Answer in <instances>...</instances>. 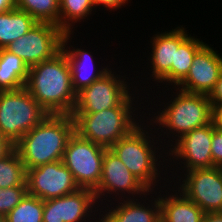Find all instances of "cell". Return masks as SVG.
<instances>
[{
	"mask_svg": "<svg viewBox=\"0 0 222 222\" xmlns=\"http://www.w3.org/2000/svg\"><path fill=\"white\" fill-rule=\"evenodd\" d=\"M25 88L49 115L72 114L77 94L62 50L29 68Z\"/></svg>",
	"mask_w": 222,
	"mask_h": 222,
	"instance_id": "obj_1",
	"label": "cell"
},
{
	"mask_svg": "<svg viewBox=\"0 0 222 222\" xmlns=\"http://www.w3.org/2000/svg\"><path fill=\"white\" fill-rule=\"evenodd\" d=\"M74 132L72 115H48L15 144V149L26 170L57 162Z\"/></svg>",
	"mask_w": 222,
	"mask_h": 222,
	"instance_id": "obj_2",
	"label": "cell"
},
{
	"mask_svg": "<svg viewBox=\"0 0 222 222\" xmlns=\"http://www.w3.org/2000/svg\"><path fill=\"white\" fill-rule=\"evenodd\" d=\"M132 105L117 107L89 114H71L74 119V131L84 139L107 149L128 135L139 125L132 118Z\"/></svg>",
	"mask_w": 222,
	"mask_h": 222,
	"instance_id": "obj_3",
	"label": "cell"
},
{
	"mask_svg": "<svg viewBox=\"0 0 222 222\" xmlns=\"http://www.w3.org/2000/svg\"><path fill=\"white\" fill-rule=\"evenodd\" d=\"M177 96V97H176ZM174 100L154 116V123L175 133V142L190 131L206 126L212 120V105L206 94L188 93L182 90L177 92ZM167 107V108H166ZM174 131V132H173ZM178 135H177V134Z\"/></svg>",
	"mask_w": 222,
	"mask_h": 222,
	"instance_id": "obj_4",
	"label": "cell"
},
{
	"mask_svg": "<svg viewBox=\"0 0 222 222\" xmlns=\"http://www.w3.org/2000/svg\"><path fill=\"white\" fill-rule=\"evenodd\" d=\"M48 115L25 87L0 91V131L13 144Z\"/></svg>",
	"mask_w": 222,
	"mask_h": 222,
	"instance_id": "obj_5",
	"label": "cell"
},
{
	"mask_svg": "<svg viewBox=\"0 0 222 222\" xmlns=\"http://www.w3.org/2000/svg\"><path fill=\"white\" fill-rule=\"evenodd\" d=\"M141 126V124L138 125L109 149L151 193L157 183L156 179L160 175L157 168L160 163L156 162L158 161V156L161 155L156 157L155 150L158 148L154 147L153 149L154 145L151 143L155 144V142H151L148 132L143 130L144 128Z\"/></svg>",
	"mask_w": 222,
	"mask_h": 222,
	"instance_id": "obj_6",
	"label": "cell"
},
{
	"mask_svg": "<svg viewBox=\"0 0 222 222\" xmlns=\"http://www.w3.org/2000/svg\"><path fill=\"white\" fill-rule=\"evenodd\" d=\"M106 149L76 132L68 139L62 162L73 174L79 188L93 191L98 188Z\"/></svg>",
	"mask_w": 222,
	"mask_h": 222,
	"instance_id": "obj_7",
	"label": "cell"
},
{
	"mask_svg": "<svg viewBox=\"0 0 222 222\" xmlns=\"http://www.w3.org/2000/svg\"><path fill=\"white\" fill-rule=\"evenodd\" d=\"M116 77L110 69L100 79L77 93L72 114L96 113L118 105H133L135 97H131L125 78L121 80V77Z\"/></svg>",
	"mask_w": 222,
	"mask_h": 222,
	"instance_id": "obj_8",
	"label": "cell"
},
{
	"mask_svg": "<svg viewBox=\"0 0 222 222\" xmlns=\"http://www.w3.org/2000/svg\"><path fill=\"white\" fill-rule=\"evenodd\" d=\"M63 34L57 25L37 22L5 49L20 57L30 68L52 58L61 50Z\"/></svg>",
	"mask_w": 222,
	"mask_h": 222,
	"instance_id": "obj_9",
	"label": "cell"
},
{
	"mask_svg": "<svg viewBox=\"0 0 222 222\" xmlns=\"http://www.w3.org/2000/svg\"><path fill=\"white\" fill-rule=\"evenodd\" d=\"M28 194L41 200L62 197L79 189L73 174L62 160L27 169Z\"/></svg>",
	"mask_w": 222,
	"mask_h": 222,
	"instance_id": "obj_10",
	"label": "cell"
},
{
	"mask_svg": "<svg viewBox=\"0 0 222 222\" xmlns=\"http://www.w3.org/2000/svg\"><path fill=\"white\" fill-rule=\"evenodd\" d=\"M186 173L178 191L205 213L222 212V167L195 169Z\"/></svg>",
	"mask_w": 222,
	"mask_h": 222,
	"instance_id": "obj_11",
	"label": "cell"
},
{
	"mask_svg": "<svg viewBox=\"0 0 222 222\" xmlns=\"http://www.w3.org/2000/svg\"><path fill=\"white\" fill-rule=\"evenodd\" d=\"M96 201L93 190L79 188L68 195L43 201L42 220L43 222H86L87 217L93 216L91 213L94 212L92 209L95 207L94 204H97Z\"/></svg>",
	"mask_w": 222,
	"mask_h": 222,
	"instance_id": "obj_12",
	"label": "cell"
},
{
	"mask_svg": "<svg viewBox=\"0 0 222 222\" xmlns=\"http://www.w3.org/2000/svg\"><path fill=\"white\" fill-rule=\"evenodd\" d=\"M213 123L196 128L171 144L169 155L182 159L186 171L216 167L212 162ZM176 145V146H175ZM173 149V150H172ZM177 157V158H176Z\"/></svg>",
	"mask_w": 222,
	"mask_h": 222,
	"instance_id": "obj_13",
	"label": "cell"
},
{
	"mask_svg": "<svg viewBox=\"0 0 222 222\" xmlns=\"http://www.w3.org/2000/svg\"><path fill=\"white\" fill-rule=\"evenodd\" d=\"M221 73L222 57L210 46L204 44L194 55L190 70L177 85V89L188 93L208 95Z\"/></svg>",
	"mask_w": 222,
	"mask_h": 222,
	"instance_id": "obj_14",
	"label": "cell"
},
{
	"mask_svg": "<svg viewBox=\"0 0 222 222\" xmlns=\"http://www.w3.org/2000/svg\"><path fill=\"white\" fill-rule=\"evenodd\" d=\"M104 192L107 194L117 193L118 195H124L126 197V192L132 194V196L133 194L142 196V194L147 195L150 191L134 177L110 149H106L100 183L98 188L94 191L96 199L98 200L100 197L102 198L105 196ZM119 192L122 194H119Z\"/></svg>",
	"mask_w": 222,
	"mask_h": 222,
	"instance_id": "obj_15",
	"label": "cell"
},
{
	"mask_svg": "<svg viewBox=\"0 0 222 222\" xmlns=\"http://www.w3.org/2000/svg\"><path fill=\"white\" fill-rule=\"evenodd\" d=\"M71 33H64L61 50L64 52L68 65L70 67V74L72 79V87L74 91L79 93L85 87L90 86L94 81L100 79L104 74H106L109 69L102 68L96 70L93 63V55L91 52L84 51V49H72L70 47L65 49ZM89 69V70H88Z\"/></svg>",
	"mask_w": 222,
	"mask_h": 222,
	"instance_id": "obj_16",
	"label": "cell"
},
{
	"mask_svg": "<svg viewBox=\"0 0 222 222\" xmlns=\"http://www.w3.org/2000/svg\"><path fill=\"white\" fill-rule=\"evenodd\" d=\"M113 209L105 210V215H101L100 222H160V202L159 195L153 201L152 208L137 202L138 199L126 197ZM129 198V199H128Z\"/></svg>",
	"mask_w": 222,
	"mask_h": 222,
	"instance_id": "obj_17",
	"label": "cell"
},
{
	"mask_svg": "<svg viewBox=\"0 0 222 222\" xmlns=\"http://www.w3.org/2000/svg\"><path fill=\"white\" fill-rule=\"evenodd\" d=\"M152 76L156 82L170 83V69L175 64V29L157 34L152 39Z\"/></svg>",
	"mask_w": 222,
	"mask_h": 222,
	"instance_id": "obj_18",
	"label": "cell"
},
{
	"mask_svg": "<svg viewBox=\"0 0 222 222\" xmlns=\"http://www.w3.org/2000/svg\"><path fill=\"white\" fill-rule=\"evenodd\" d=\"M203 41L188 36L181 26L175 28V64L170 69V83L178 85L188 74L194 55L204 45Z\"/></svg>",
	"mask_w": 222,
	"mask_h": 222,
	"instance_id": "obj_19",
	"label": "cell"
},
{
	"mask_svg": "<svg viewBox=\"0 0 222 222\" xmlns=\"http://www.w3.org/2000/svg\"><path fill=\"white\" fill-rule=\"evenodd\" d=\"M159 197L161 222H202L205 212L183 193ZM182 196V197H181ZM165 197V198H164Z\"/></svg>",
	"mask_w": 222,
	"mask_h": 222,
	"instance_id": "obj_20",
	"label": "cell"
},
{
	"mask_svg": "<svg viewBox=\"0 0 222 222\" xmlns=\"http://www.w3.org/2000/svg\"><path fill=\"white\" fill-rule=\"evenodd\" d=\"M29 67L17 55L0 49V91L17 90L25 87Z\"/></svg>",
	"mask_w": 222,
	"mask_h": 222,
	"instance_id": "obj_21",
	"label": "cell"
},
{
	"mask_svg": "<svg viewBox=\"0 0 222 222\" xmlns=\"http://www.w3.org/2000/svg\"><path fill=\"white\" fill-rule=\"evenodd\" d=\"M37 21L16 7L0 13V49L26 34Z\"/></svg>",
	"mask_w": 222,
	"mask_h": 222,
	"instance_id": "obj_22",
	"label": "cell"
},
{
	"mask_svg": "<svg viewBox=\"0 0 222 222\" xmlns=\"http://www.w3.org/2000/svg\"><path fill=\"white\" fill-rule=\"evenodd\" d=\"M26 177L27 170L16 149L0 160V188L27 186Z\"/></svg>",
	"mask_w": 222,
	"mask_h": 222,
	"instance_id": "obj_23",
	"label": "cell"
},
{
	"mask_svg": "<svg viewBox=\"0 0 222 222\" xmlns=\"http://www.w3.org/2000/svg\"><path fill=\"white\" fill-rule=\"evenodd\" d=\"M16 8L27 12L37 22H45L59 27V0H15Z\"/></svg>",
	"mask_w": 222,
	"mask_h": 222,
	"instance_id": "obj_24",
	"label": "cell"
},
{
	"mask_svg": "<svg viewBox=\"0 0 222 222\" xmlns=\"http://www.w3.org/2000/svg\"><path fill=\"white\" fill-rule=\"evenodd\" d=\"M93 8L91 0H60L59 28L64 33H72V24L89 16Z\"/></svg>",
	"mask_w": 222,
	"mask_h": 222,
	"instance_id": "obj_25",
	"label": "cell"
},
{
	"mask_svg": "<svg viewBox=\"0 0 222 222\" xmlns=\"http://www.w3.org/2000/svg\"><path fill=\"white\" fill-rule=\"evenodd\" d=\"M42 215L43 200L27 193L5 217L6 222H43Z\"/></svg>",
	"mask_w": 222,
	"mask_h": 222,
	"instance_id": "obj_26",
	"label": "cell"
},
{
	"mask_svg": "<svg viewBox=\"0 0 222 222\" xmlns=\"http://www.w3.org/2000/svg\"><path fill=\"white\" fill-rule=\"evenodd\" d=\"M28 193L27 186L0 188V215L6 216Z\"/></svg>",
	"mask_w": 222,
	"mask_h": 222,
	"instance_id": "obj_27",
	"label": "cell"
},
{
	"mask_svg": "<svg viewBox=\"0 0 222 222\" xmlns=\"http://www.w3.org/2000/svg\"><path fill=\"white\" fill-rule=\"evenodd\" d=\"M212 162L216 167H222V130L213 125V137L211 144Z\"/></svg>",
	"mask_w": 222,
	"mask_h": 222,
	"instance_id": "obj_28",
	"label": "cell"
},
{
	"mask_svg": "<svg viewBox=\"0 0 222 222\" xmlns=\"http://www.w3.org/2000/svg\"><path fill=\"white\" fill-rule=\"evenodd\" d=\"M14 149L15 144L0 131V160L8 156Z\"/></svg>",
	"mask_w": 222,
	"mask_h": 222,
	"instance_id": "obj_29",
	"label": "cell"
},
{
	"mask_svg": "<svg viewBox=\"0 0 222 222\" xmlns=\"http://www.w3.org/2000/svg\"><path fill=\"white\" fill-rule=\"evenodd\" d=\"M211 104L222 103V73L219 76L214 88L208 94Z\"/></svg>",
	"mask_w": 222,
	"mask_h": 222,
	"instance_id": "obj_30",
	"label": "cell"
},
{
	"mask_svg": "<svg viewBox=\"0 0 222 222\" xmlns=\"http://www.w3.org/2000/svg\"><path fill=\"white\" fill-rule=\"evenodd\" d=\"M92 4L95 7H97L98 5L109 8L112 10L121 8V5L123 6L126 2H128V0H91Z\"/></svg>",
	"mask_w": 222,
	"mask_h": 222,
	"instance_id": "obj_31",
	"label": "cell"
},
{
	"mask_svg": "<svg viewBox=\"0 0 222 222\" xmlns=\"http://www.w3.org/2000/svg\"><path fill=\"white\" fill-rule=\"evenodd\" d=\"M212 105V120L211 122L217 128L222 130V103Z\"/></svg>",
	"mask_w": 222,
	"mask_h": 222,
	"instance_id": "obj_32",
	"label": "cell"
},
{
	"mask_svg": "<svg viewBox=\"0 0 222 222\" xmlns=\"http://www.w3.org/2000/svg\"><path fill=\"white\" fill-rule=\"evenodd\" d=\"M202 222H222V212L205 213Z\"/></svg>",
	"mask_w": 222,
	"mask_h": 222,
	"instance_id": "obj_33",
	"label": "cell"
},
{
	"mask_svg": "<svg viewBox=\"0 0 222 222\" xmlns=\"http://www.w3.org/2000/svg\"><path fill=\"white\" fill-rule=\"evenodd\" d=\"M16 7L15 0H0V13Z\"/></svg>",
	"mask_w": 222,
	"mask_h": 222,
	"instance_id": "obj_34",
	"label": "cell"
},
{
	"mask_svg": "<svg viewBox=\"0 0 222 222\" xmlns=\"http://www.w3.org/2000/svg\"><path fill=\"white\" fill-rule=\"evenodd\" d=\"M0 222H6V217L3 215H0Z\"/></svg>",
	"mask_w": 222,
	"mask_h": 222,
	"instance_id": "obj_35",
	"label": "cell"
}]
</instances>
